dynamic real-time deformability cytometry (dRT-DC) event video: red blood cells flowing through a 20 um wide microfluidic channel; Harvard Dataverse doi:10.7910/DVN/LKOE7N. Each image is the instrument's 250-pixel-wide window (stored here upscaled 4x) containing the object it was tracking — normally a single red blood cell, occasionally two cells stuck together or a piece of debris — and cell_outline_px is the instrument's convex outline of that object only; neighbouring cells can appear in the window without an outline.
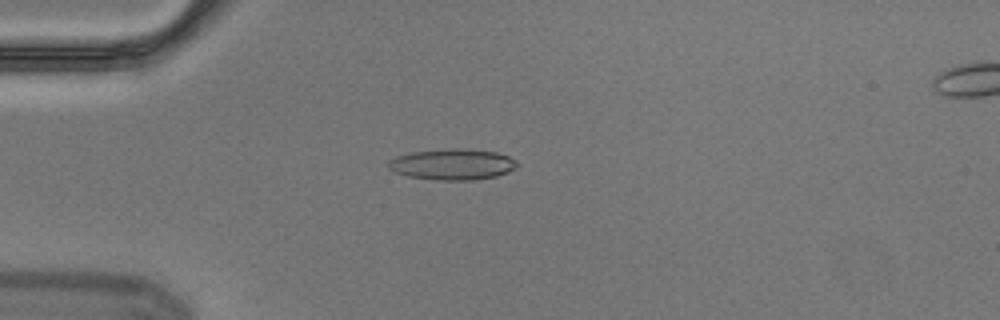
{"species": "Egyptian fruit bat (a non-hibernating species)", "species_latin": "Rousettus aegyptiacus", "temperature_condition": "cold", "stored_images_in_passage": 6, "camera_frame_rate_fps": 3000, "um_per_image_px": 0.085, "animal": {"sex": "male"}, "frame": {"image": 1, "passage_image": 4, "time_ms": 1.0, "image_size_px": [1000, 320], "cell_outline_px": [[520, 164], [516, 168], [508, 172], [496, 176], [472, 180], [436, 180], [408, 176], [396, 172], [388, 168], [388, 160], [396, 156], [412, 152], [452, 148], [464, 148], [496, 152], [508, 156], [516, 160]], "centroid_in_image_um": [38.48, 13.96], "position_along_channel_um": 46.5, "area_um2": 23.35}}